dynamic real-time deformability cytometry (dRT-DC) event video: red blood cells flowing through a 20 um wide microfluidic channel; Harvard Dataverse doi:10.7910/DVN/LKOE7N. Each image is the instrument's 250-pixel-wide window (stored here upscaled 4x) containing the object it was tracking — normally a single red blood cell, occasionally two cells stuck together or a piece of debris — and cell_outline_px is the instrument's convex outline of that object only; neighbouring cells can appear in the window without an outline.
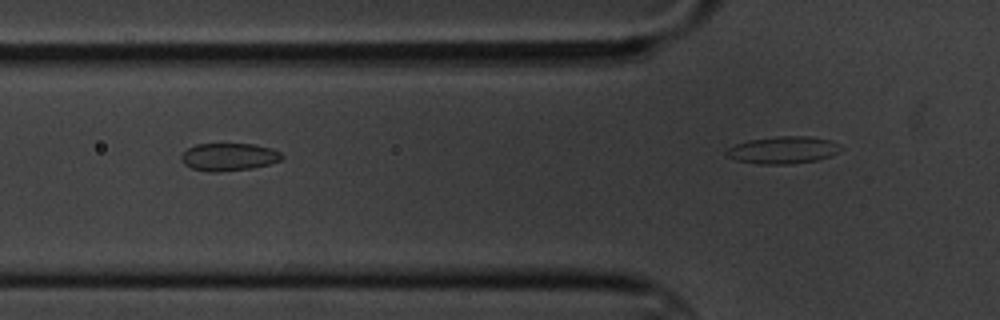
{"species": "common noctule bat (a hibernating species)", "species_latin": "Nyctalus noctula", "temperature_condition": "cold", "stored_images_in_passage": 6, "camera_frame_rate_fps": 3000, "um_per_image_px": 0.085, "animal": {"sex": "male", "body_mass_g": 20.1, "forearm_length_mm": 53.5}, "frame": {"image": 1, "passage_image": 5, "time_ms": 5.333, "image_size_px": [1000, 320], "cell_outline_px": [[284, 156], [280, 160], [268, 164], [252, 168], [216, 172], [208, 172], [192, 168], [184, 164], [180, 160], [180, 156], [188, 148], [196, 144], [252, 144], [272, 148], [280, 152]], "centroid_in_image_um": [19.43, 13.34], "position_along_channel_um": 106.4, "area_um2": 16.18}}